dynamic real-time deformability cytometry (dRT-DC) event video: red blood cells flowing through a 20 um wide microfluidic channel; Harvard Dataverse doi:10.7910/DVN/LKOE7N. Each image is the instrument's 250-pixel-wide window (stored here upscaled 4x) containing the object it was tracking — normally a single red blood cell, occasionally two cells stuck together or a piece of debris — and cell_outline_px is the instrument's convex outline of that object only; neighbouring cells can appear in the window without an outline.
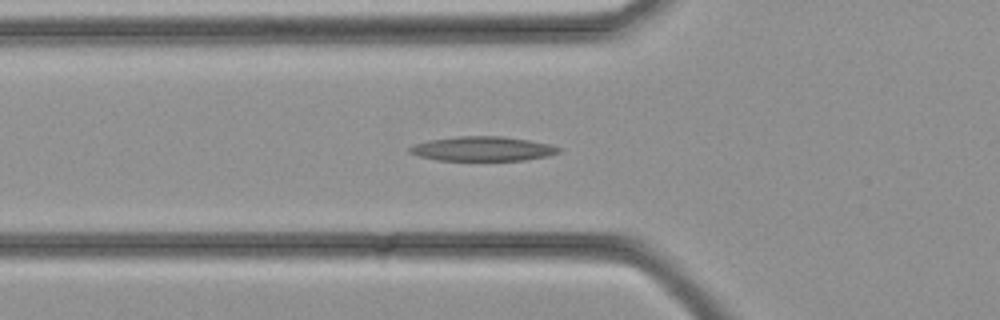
{"species": "common noctule bat (a hibernating species)", "species_latin": "Nyctalus noctula", "temperature_condition": "cold", "stored_images_in_passage": 37, "camera_frame_rate_fps": 3000, "um_per_image_px": 0.085, "animal": {"sex": "female", "body_mass_g": 21.9}, "frame": {"image": 1, "passage_image": 13, "time_ms": 4.0, "image_size_px": [1000, 320], "cell_outline_px": [[564, 148], [560, 152], [548, 156], [524, 160], [436, 160], [420, 156], [408, 152], [408, 148], [412, 144], [428, 140], [460, 136], [504, 136], [528, 140], [548, 144]], "centroid_in_image_um": [41.02, 12.64], "position_along_channel_um": 84.8, "area_um2": 21.33}}
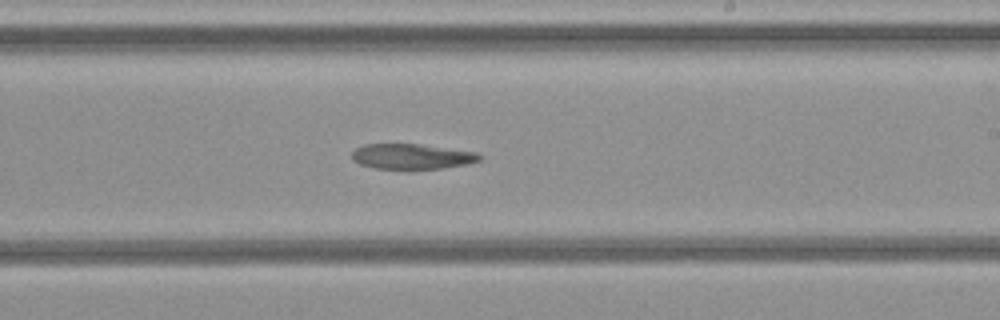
{"frame": {"image": 2, "passage_image": 22, "time_ms": 7.0, "image_size_px": [1000, 320], "cell_outline_px": [[484, 156], [480, 160], [468, 164], [444, 168], [372, 168], [360, 164], [352, 160], [352, 152], [356, 148], [364, 144], [420, 144], [476, 152]], "centroid_in_image_um": [35.02, 13.29], "position_along_channel_um": 254.0, "area_um2": 18.73}}
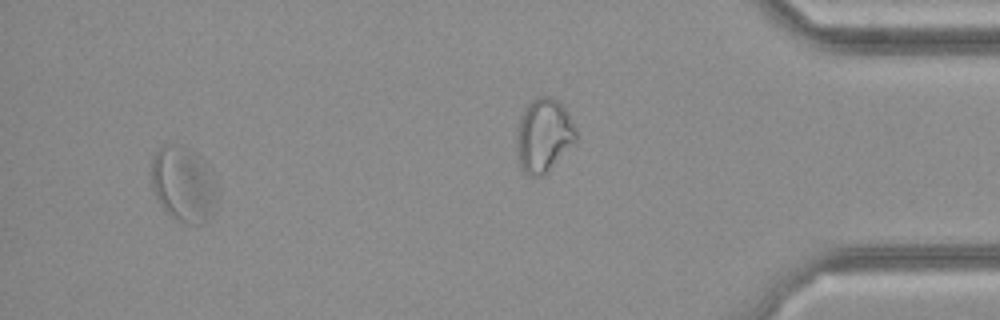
{"frame": {"image": 3, "passage_image": 35, "time_ms": 11.333, "image_size_px": [1000, 320], "cell_outline_px": [[220, 196], [208, 220], [204, 224], [188, 224], [172, 216], [160, 204], [152, 188], [152, 160], [156, 152], [164, 144], [180, 144], [192, 148], [212, 168], [220, 188]], "centroid_in_image_um": [15.69, 15.62], "position_along_channel_um": 419.5, "area_um2": 29.82}}